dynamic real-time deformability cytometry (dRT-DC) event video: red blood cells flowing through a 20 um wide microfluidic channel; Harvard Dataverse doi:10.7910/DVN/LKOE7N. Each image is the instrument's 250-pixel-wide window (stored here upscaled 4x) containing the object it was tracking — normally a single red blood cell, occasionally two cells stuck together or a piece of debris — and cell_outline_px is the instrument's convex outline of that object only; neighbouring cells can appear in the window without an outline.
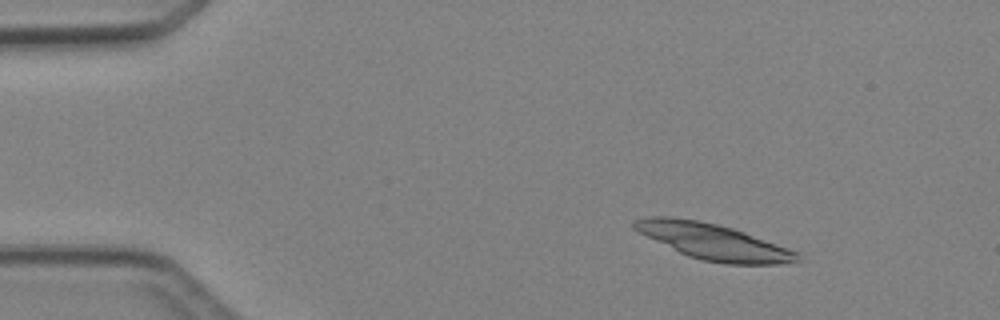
{"species": "Egyptian fruit bat (a non-hibernating species)", "species_latin": "Rousettus aegyptiacus", "temperature_condition": "cold", "stored_images_in_passage": 3, "camera_frame_rate_fps": 3000, "um_per_image_px": 0.085, "animal": {"sex": "female"}, "frame": {"image": 1, "passage_image": 2, "time_ms": 1.333, "image_size_px": [1000, 320], "cell_outline_px": [[800, 256], [796, 260], [780, 264], [728, 264], [704, 260], [688, 256], [632, 228], [632, 220], [652, 216], [672, 216], [696, 220], [716, 224], [732, 228], [744, 232], [788, 248], [796, 252]], "centroid_in_image_um": [60.6, 20.52], "position_along_channel_um": 24.4, "area_um2": 33.35}}